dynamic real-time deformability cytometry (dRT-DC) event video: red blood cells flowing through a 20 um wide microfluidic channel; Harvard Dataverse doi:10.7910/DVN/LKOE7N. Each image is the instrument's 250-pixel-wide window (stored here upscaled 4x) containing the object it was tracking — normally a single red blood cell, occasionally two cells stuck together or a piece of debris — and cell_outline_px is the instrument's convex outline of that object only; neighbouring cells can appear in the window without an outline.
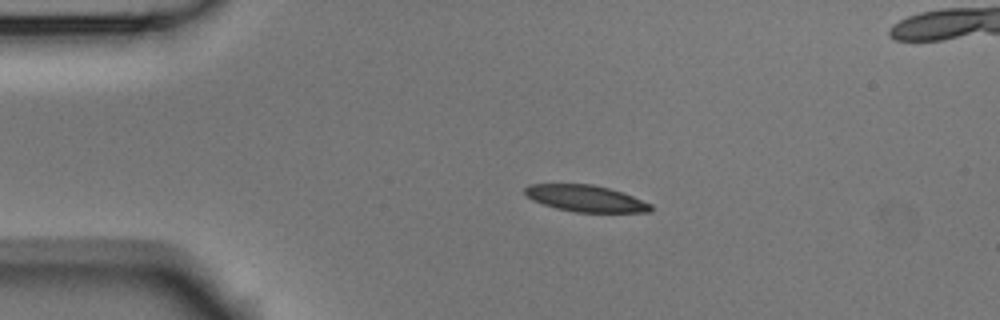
{"species": "Egyptian fruit bat (a non-hibernating species)", "species_latin": "Rousettus aegyptiacus", "temperature_condition": "room temperature", "stored_images_in_passage": 5, "camera_frame_rate_fps": 3000, "um_per_image_px": 0.085, "animal": {"sex": "male"}, "frame": {"image": 1, "passage_image": 3, "time_ms": 0.667, "image_size_px": [1000, 320], "cell_outline_px": [[652, 212], [576, 212], [556, 208], [532, 200], [524, 192], [524, 188], [528, 184], [592, 184], [608, 188], [632, 196], [652, 204]], "centroid_in_image_um": [49.77, 16.87], "position_along_channel_um": 35.2, "area_um2": 19.31}}